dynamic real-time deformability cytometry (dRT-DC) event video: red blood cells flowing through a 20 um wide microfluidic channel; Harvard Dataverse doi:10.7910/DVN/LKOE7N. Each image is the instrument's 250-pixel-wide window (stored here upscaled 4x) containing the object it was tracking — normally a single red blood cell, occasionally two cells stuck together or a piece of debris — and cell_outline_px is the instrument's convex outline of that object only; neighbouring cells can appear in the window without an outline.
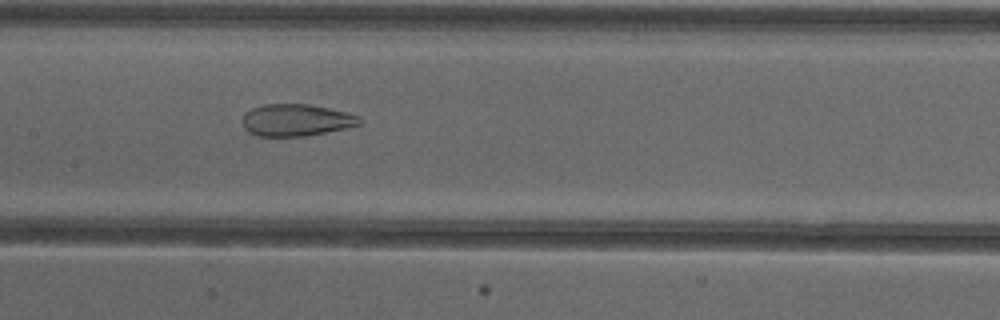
{"species": "common noctule bat (a hibernating species)", "species_latin": "Nyctalus noctula", "temperature_condition": "cold", "stored_images_in_passage": 52, "camera_frame_rate_fps": 3000, "um_per_image_px": 0.085, "animal": {"sex": "female"}, "frame": {"image": 1, "passage_image": 25, "time_ms": 8.0, "image_size_px": [1000, 320], "cell_outline_px": [[364, 120], [360, 124], [344, 128], [304, 136], [256, 136], [248, 132], [244, 128], [244, 112], [252, 108], [264, 104], [308, 104], [328, 108], [360, 116]], "centroid_in_image_um": [25.16, 10.2], "position_along_channel_um": 182.2, "area_um2": 21.68}}
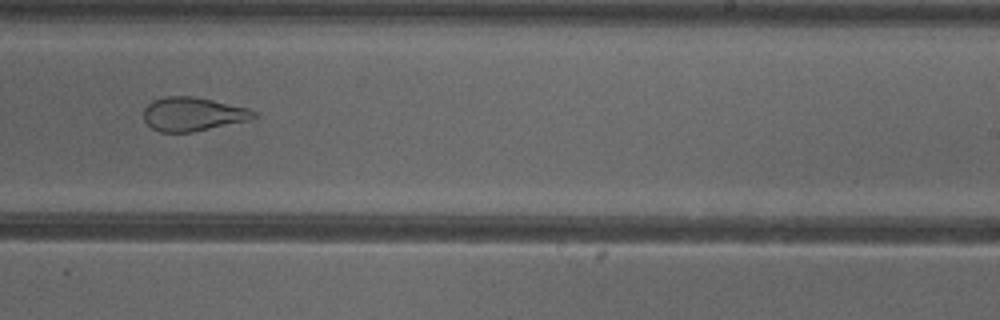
{"frame": {"image": 2, "passage_image": 32, "time_ms": 10.333, "image_size_px": [1000, 320], "cell_outline_px": [[256, 116], [248, 120], [192, 132], [160, 132], [152, 128], [144, 120], [144, 108], [148, 104], [156, 100], [168, 96], [192, 96], [212, 100], [248, 108], [256, 112]], "centroid_in_image_um": [16.37, 9.7], "position_along_channel_um": 272.6, "area_um2": 21.33}}
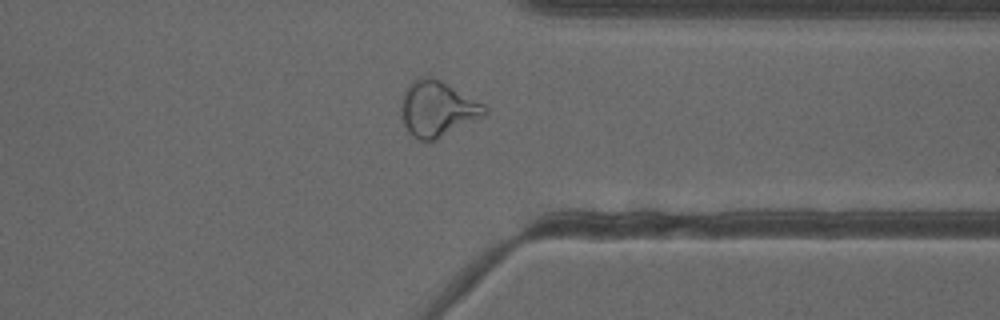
{"frame": {"image": 3, "passage_image": 40, "time_ms": 13.0, "image_size_px": [1000, 320], "cell_outline_px": [[488, 116], [428, 144], [412, 136], [408, 132], [400, 116], [400, 104], [404, 88], [412, 80], [428, 76], [432, 76], [440, 80], [484, 104], [488, 108]], "centroid_in_image_um": [37.18, 9.29], "position_along_channel_um": 374.2, "area_um2": 27.92}, "authors_computed_cell_mechanics": {"area_um2": 29.3335, "velocity_mm_per_s": 3.8884, "shape_relaxation_time_tau1_ms": null, "shape_relaxation_time_tau2_ms": 1.3566, "deformation_change_tau1": null, "deformation_change_tau2": 0.0866}}